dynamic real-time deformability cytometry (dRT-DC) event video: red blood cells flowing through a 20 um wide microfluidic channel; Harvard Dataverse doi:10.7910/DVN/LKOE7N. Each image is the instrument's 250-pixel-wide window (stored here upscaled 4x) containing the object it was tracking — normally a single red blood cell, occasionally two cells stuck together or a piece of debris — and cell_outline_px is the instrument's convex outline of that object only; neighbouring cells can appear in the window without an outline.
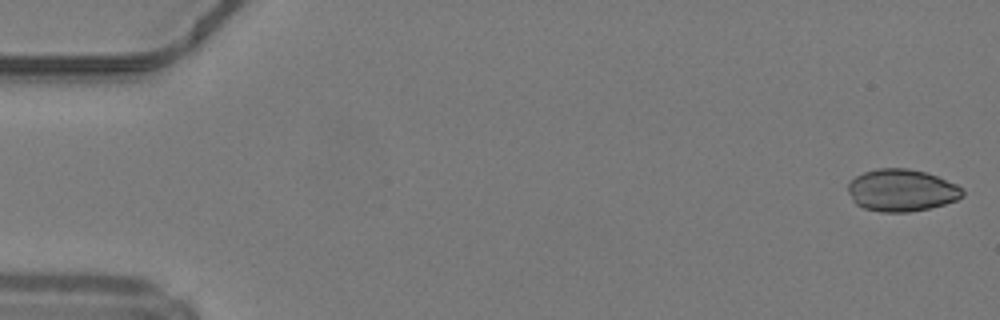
{"species": "common noctule bat (a hibernating species)", "species_latin": "Nyctalus noctula", "temperature_condition": "warm", "stored_images_in_passage": 48, "camera_frame_rate_fps": 3000, "um_per_image_px": 0.085, "animal": {"sex": "male", "body_mass_g": 19.2, "forearm_length_mm": 51.8}, "frame": {"image": 1, "passage_image": 1, "time_ms": 0.0, "image_size_px": [1000, 320], "cell_outline_px": [[964, 196], [956, 200], [944, 204], [928, 208], [908, 212], [880, 212], [864, 208], [856, 204], [852, 200], [848, 192], [848, 184], [856, 176], [864, 172], [876, 168], [908, 168], [924, 172], [936, 176], [956, 184], [964, 188]], "centroid_in_image_um": [76.63, 16.17], "position_along_channel_um": 8.4, "area_um2": 28.15}}
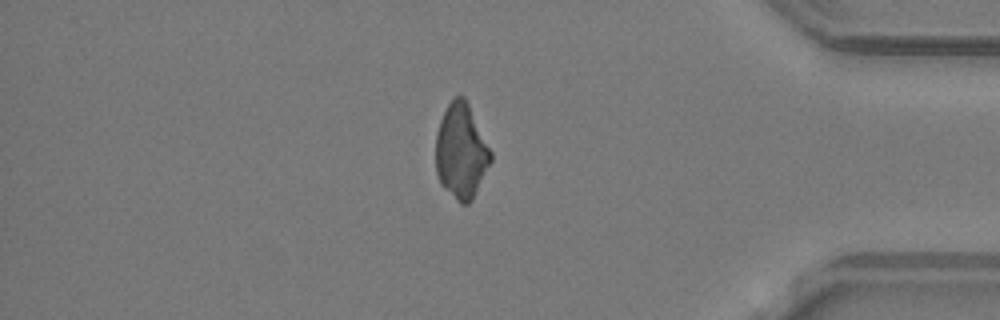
{"frame": {"image": 2, "passage_image": 41, "time_ms": 13.333, "image_size_px": [1000, 320], "cell_outline_px": [[492, 160], [472, 200], [468, 204], [460, 204], [440, 184], [436, 172], [436, 132], [440, 120], [452, 96], [464, 96], [492, 152]], "centroid_in_image_um": [39.19, 12.87], "position_along_channel_um": 396.0, "area_um2": 30.4}}